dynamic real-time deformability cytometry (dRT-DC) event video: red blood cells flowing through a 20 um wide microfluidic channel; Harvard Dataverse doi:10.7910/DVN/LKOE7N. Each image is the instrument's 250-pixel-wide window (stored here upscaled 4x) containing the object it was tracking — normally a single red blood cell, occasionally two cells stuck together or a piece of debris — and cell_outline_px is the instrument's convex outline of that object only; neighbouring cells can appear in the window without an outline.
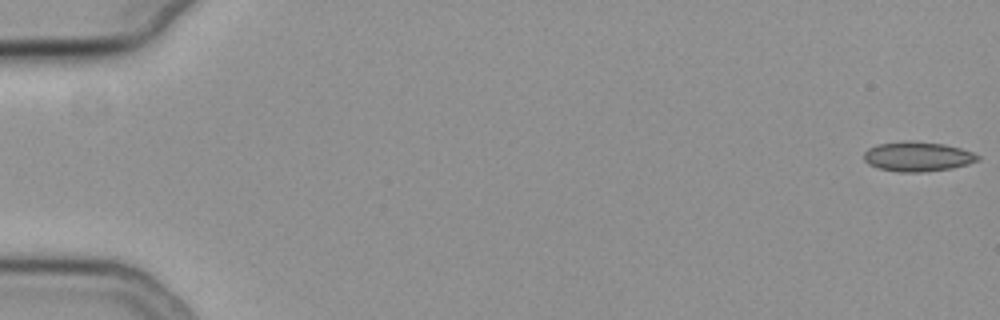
{"species": "common noctule bat (a hibernating species)", "species_latin": "Nyctalus noctula", "temperature_condition": "cold", "stored_images_in_passage": 57, "camera_frame_rate_fps": 3000, "um_per_image_px": 0.085, "animal": {"sex": "female", "body_mass_g": 19.3, "forearm_length_mm": 54.1}, "frame": {"image": 1, "passage_image": 1, "time_ms": 0.0, "image_size_px": [1000, 320], "cell_outline_px": [[980, 160], [968, 164], [952, 168], [920, 172], [900, 172], [880, 168], [868, 164], [864, 160], [864, 152], [868, 148], [876, 144], [904, 140], [912, 140], [944, 144], [960, 148], [972, 152], [980, 156]], "centroid_in_image_um": [77.98, 13.29], "position_along_channel_um": 7.0, "area_um2": 19.83}}
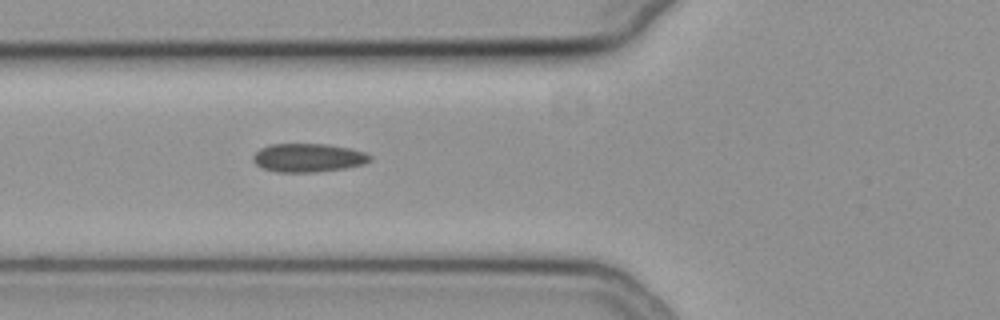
{"frame": {"image": 2, "passage_image": 22, "time_ms": 7.0, "image_size_px": [1000, 320], "cell_outline_px": [[372, 160], [364, 164], [344, 168], [316, 172], [276, 172], [264, 168], [256, 164], [252, 160], [252, 156], [260, 148], [272, 144], [328, 144], [352, 148], [364, 152], [372, 156]], "centroid_in_image_um": [26.22, 13.4], "position_along_channel_um": 99.6, "area_um2": 19.54}}
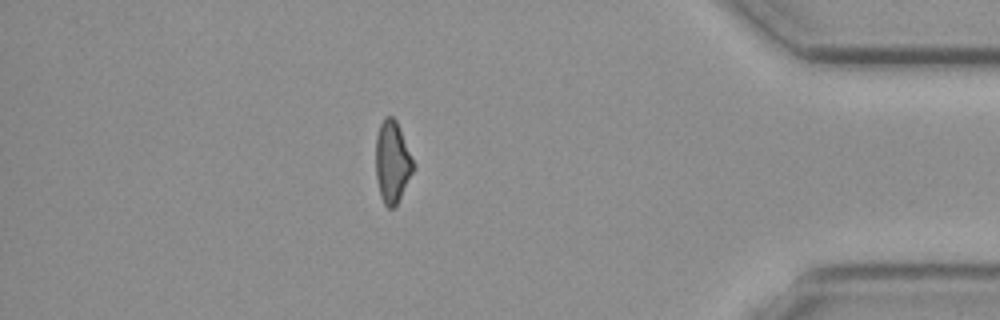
{"frame": {"image": 3, "passage_image": 49, "time_ms": 16.0, "image_size_px": [1000, 320], "cell_outline_px": [[416, 168], [396, 208], [388, 208], [384, 204], [380, 196], [376, 176], [376, 136], [380, 124], [384, 116], [392, 116], [396, 120], [416, 164]], "centroid_in_image_um": [33.37, 13.8], "position_along_channel_um": 401.8, "area_um2": 18.44}, "authors_computed_cell_mechanics": {"area_um2": 19.2474, "velocity_mm_per_s": 3.7903, "shape_relaxation_time_tau1_ms": null, "shape_relaxation_time_tau2_ms": 4.9812, "deformation_change_tau1": null, "deformation_change_tau2": 0.1133}}